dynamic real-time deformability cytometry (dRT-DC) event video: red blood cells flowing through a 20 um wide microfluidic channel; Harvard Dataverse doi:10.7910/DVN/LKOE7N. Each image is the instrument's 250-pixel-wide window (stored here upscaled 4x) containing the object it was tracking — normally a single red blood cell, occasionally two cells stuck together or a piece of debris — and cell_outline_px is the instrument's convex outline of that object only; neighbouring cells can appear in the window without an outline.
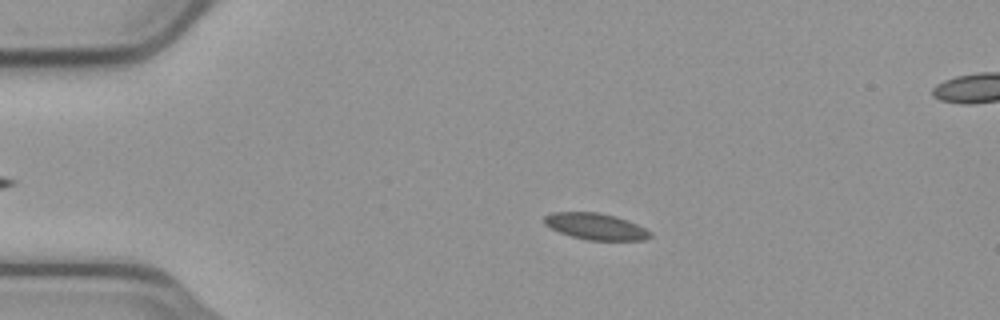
{"species": "common noctule bat (a hibernating species)", "species_latin": "Nyctalus noctula", "temperature_condition": "cold", "stored_images_in_passage": 49, "camera_frame_rate_fps": 3000, "um_per_image_px": 0.085, "animal": {"sex": "male", "body_mass_g": 23.1, "forearm_length_mm": 52.7}, "frame": {"image": 1, "passage_image": 12, "time_ms": 3.667, "image_size_px": [1000, 320], "cell_outline_px": [[652, 236], [644, 240], [584, 240], [560, 232], [544, 224], [544, 216], [552, 212], [596, 212], [616, 216], [628, 220], [652, 232]], "centroid_in_image_um": [50.64, 19.24], "position_along_channel_um": 34.4, "area_um2": 16.3}}
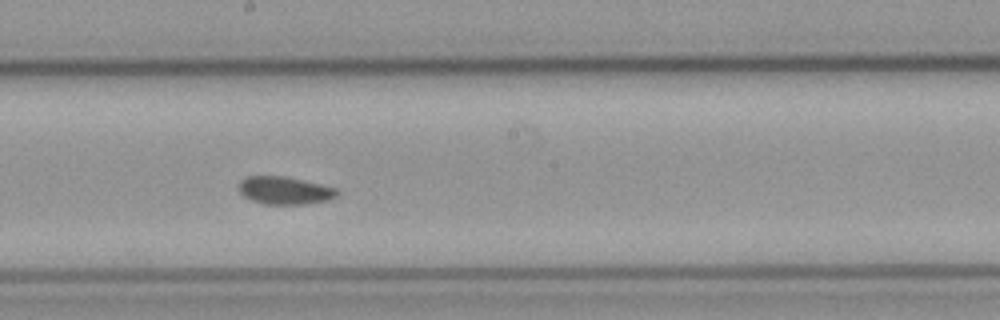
{"frame": {"image": 2, "passage_image": 31, "time_ms": 10.0, "image_size_px": [1000, 320], "cell_outline_px": [[340, 192], [336, 196], [328, 200], [304, 204], [264, 204], [252, 200], [244, 196], [240, 192], [240, 180], [244, 176], [284, 176], [304, 180], [336, 188]], "centroid_in_image_um": [24.2, 16.18], "position_along_channel_um": 224.0, "area_um2": 15.84}}
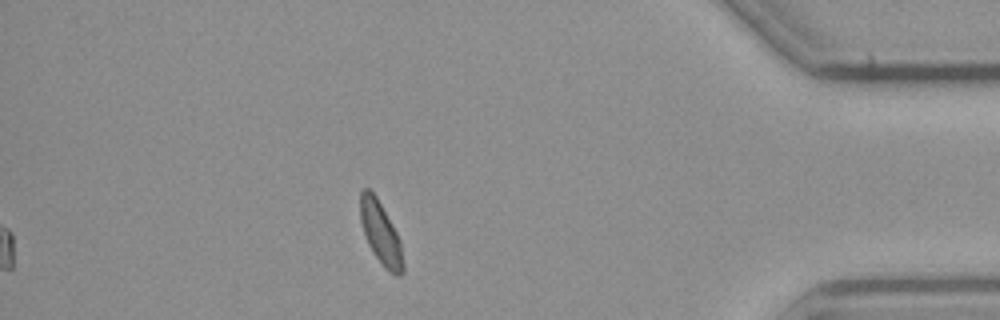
{"frame": {"image": 3, "passage_image": 49, "time_ms": 16.0, "image_size_px": [1000, 320], "cell_outline_px": [[404, 272], [400, 276], [396, 276], [384, 268], [372, 252], [364, 236], [360, 220], [360, 192], [364, 188], [368, 188], [376, 196], [396, 232], [400, 240], [404, 264]], "centroid_in_image_um": [32.35, 19.86], "position_along_channel_um": 402.8, "area_um2": 15.66}}